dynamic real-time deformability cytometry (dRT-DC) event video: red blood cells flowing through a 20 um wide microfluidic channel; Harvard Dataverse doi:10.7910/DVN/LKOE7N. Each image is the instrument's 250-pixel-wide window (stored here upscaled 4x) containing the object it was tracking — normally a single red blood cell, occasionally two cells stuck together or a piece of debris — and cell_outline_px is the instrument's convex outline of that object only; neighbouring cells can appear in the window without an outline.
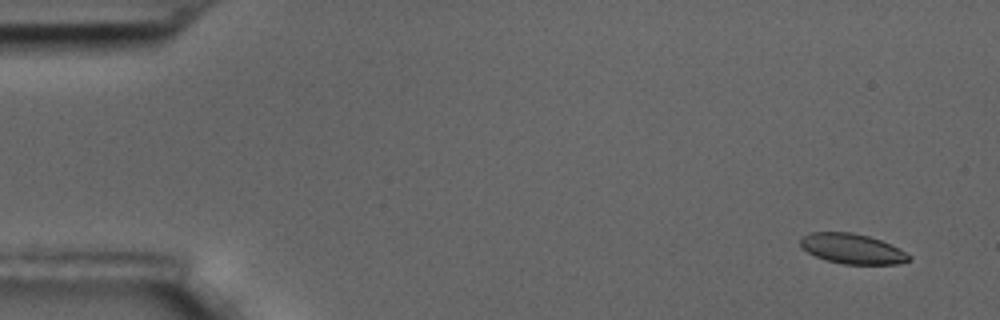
{"species": "common noctule bat (a hibernating species)", "species_latin": "Nyctalus noctula", "temperature_condition": "room temperature", "stored_images_in_passage": 56, "camera_frame_rate_fps": 3000, "um_per_image_px": 0.085, "animal": {"sex": "male", "body_mass_g": 17.5, "forearm_length_mm": 52.3}, "frame": {"image": 1, "passage_image": 1, "time_ms": 0.0, "image_size_px": [1000, 320], "cell_outline_px": [[912, 260], [896, 264], [844, 264], [828, 260], [816, 256], [808, 252], [800, 244], [800, 240], [804, 236], [812, 232], [852, 232], [868, 236], [880, 240], [900, 248], [912, 256]], "centroid_in_image_um": [72.5, 21.14], "position_along_channel_um": 12.5, "area_um2": 18.9}}
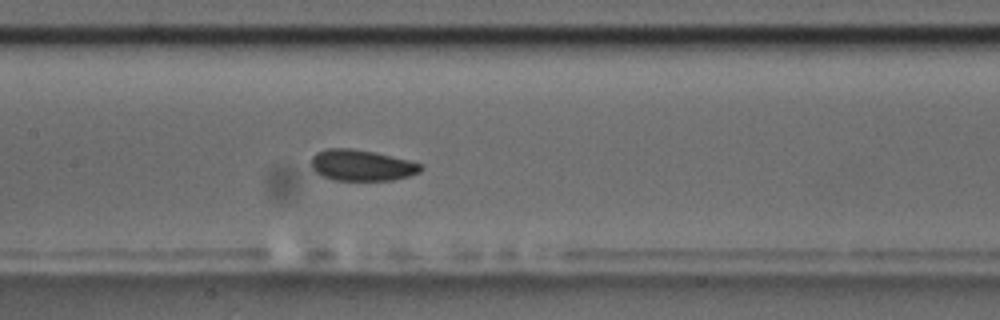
{"frame": {"image": 2, "passage_image": 26, "time_ms": 8.333, "image_size_px": [1000, 320], "cell_outline_px": [[424, 168], [420, 172], [408, 176], [392, 180], [332, 180], [320, 176], [312, 168], [312, 156], [316, 152], [328, 148], [352, 148], [376, 152], [424, 164]], "centroid_in_image_um": [30.75, 14.04], "position_along_channel_um": 176.7, "area_um2": 20.06}}
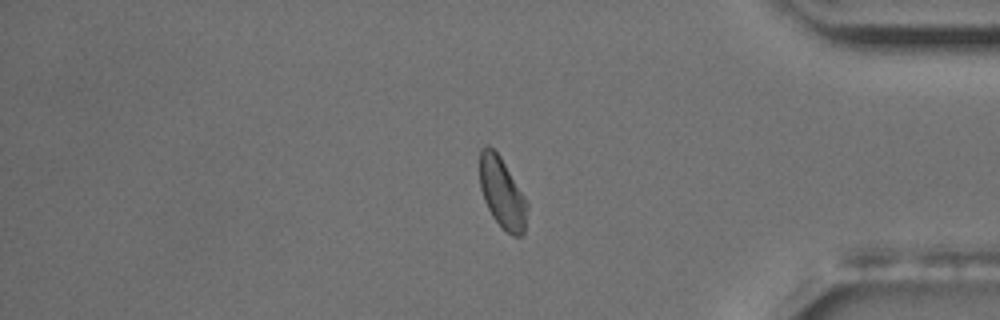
{"frame": {"image": 3, "passage_image": 47, "time_ms": 15.333, "image_size_px": [1000, 320], "cell_outline_px": [[528, 208], [524, 232], [520, 236], [512, 236], [492, 216], [484, 200], [480, 188], [480, 148], [484, 144], [488, 144], [500, 156], [524, 196], [528, 204]], "centroid_in_image_um": [42.67, 16.37], "position_along_channel_um": 392.5, "area_um2": 19.36}, "authors_computed_cell_mechanics": {"area_um2": 19.9988, "velocity_mm_per_s": 3.4373, "shape_relaxation_time_tau1_ms": 3.1333, "shape_relaxation_time_tau2_ms": 1.9442, "deformation_change_tau1": 0.0663, "deformation_change_tau2": 0.0689}}